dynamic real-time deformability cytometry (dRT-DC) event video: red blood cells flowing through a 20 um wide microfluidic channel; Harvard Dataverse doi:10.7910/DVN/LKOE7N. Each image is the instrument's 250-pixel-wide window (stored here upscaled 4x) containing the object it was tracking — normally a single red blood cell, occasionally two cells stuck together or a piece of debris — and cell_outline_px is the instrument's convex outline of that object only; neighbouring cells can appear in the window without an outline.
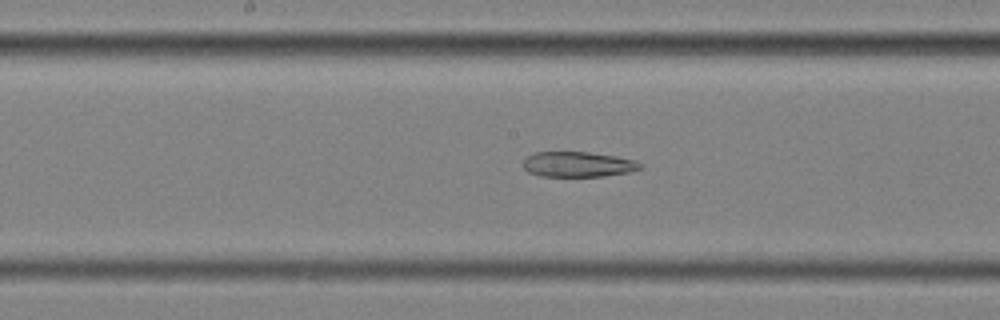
{"species": "common noctule bat (a hibernating species)", "species_latin": "Nyctalus noctula", "temperature_condition": "cold", "stored_images_in_passage": 57, "segment_of_instrument_passage": [2, 2], "camera_frame_rate_fps": 3000, "um_per_image_px": 0.085, "animal": {"sex": "female", "body_mass_g": 25.1}, "frame": {"image": 1, "passage_image": 30, "time_ms": 9.667, "image_size_px": [1000, 320], "cell_outline_px": [[644, 164], [640, 168], [628, 172], [604, 176], [540, 176], [528, 172], [524, 168], [524, 160], [532, 152], [588, 152], [616, 156], [636, 160]], "centroid_in_image_um": [49.13, 13.96], "position_along_channel_um": 199.1, "area_um2": 17.22}}
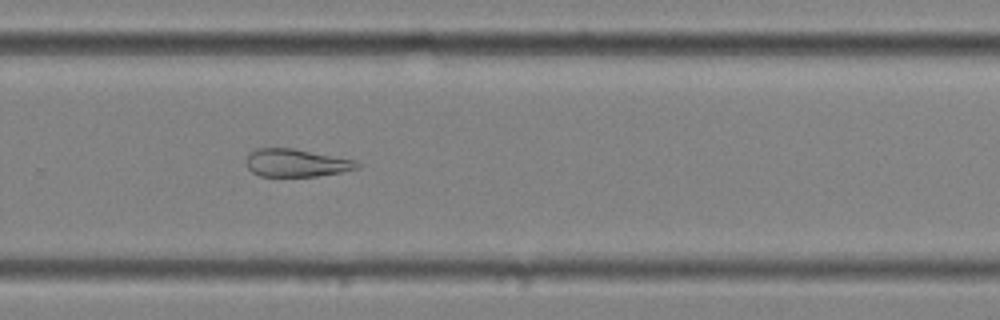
{"frame": {"image": 2, "passage_image": 39, "time_ms": 12.667, "image_size_px": [1000, 320], "cell_outline_px": [[360, 168], [340, 172], [316, 176], [260, 176], [252, 172], [248, 168], [244, 160], [256, 148], [292, 148], [356, 160], [360, 164]], "centroid_in_image_um": [25.18, 13.85], "position_along_channel_um": 304.6, "area_um2": 17.92}}
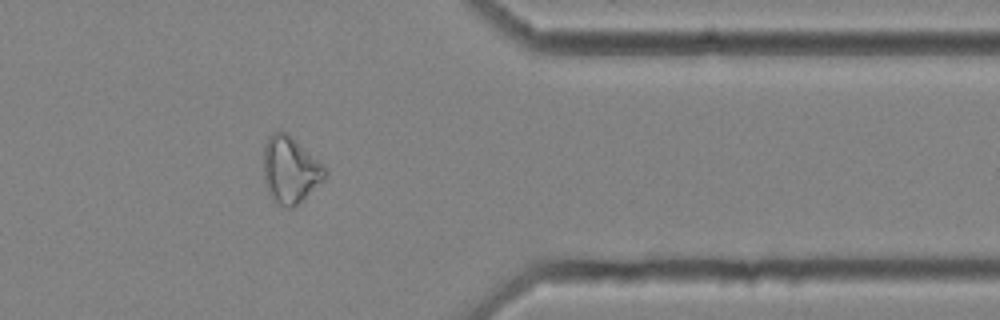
{"frame": {"image": 3, "passage_image": 47, "time_ms": 15.333, "image_size_px": [1000, 320], "cell_outline_px": [[328, 172], [292, 208], [284, 208], [272, 200], [268, 192], [264, 180], [264, 144], [268, 136], [272, 132], [288, 132], [324, 164], [328, 168]], "centroid_in_image_um": [24.64, 14.39], "position_along_channel_um": 386.8, "area_um2": 23.7}}